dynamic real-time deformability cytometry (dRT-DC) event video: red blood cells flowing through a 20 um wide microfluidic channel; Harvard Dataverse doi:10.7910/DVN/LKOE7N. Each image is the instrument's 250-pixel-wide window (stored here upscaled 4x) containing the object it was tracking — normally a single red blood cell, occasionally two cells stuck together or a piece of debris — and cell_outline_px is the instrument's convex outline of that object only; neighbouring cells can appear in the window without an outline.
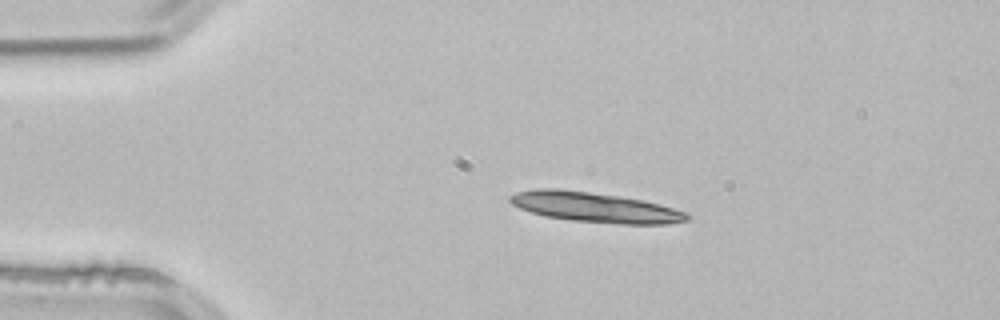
{"species": "common noctule bat (a hibernating species)", "species_latin": "Nyctalus noctula", "temperature_condition": "room temperature", "stored_images_in_passage": 2, "camera_frame_rate_fps": 3000, "um_per_image_px": 0.085, "animal": {"sex": "male", "body_mass_g": 21.5, "forearm_length_mm": 52.0}, "frame": {"image": 1, "passage_image": 1, "time_ms": 0.0, "image_size_px": [1000, 320], "cell_outline_px": [[692, 216], [688, 220], [668, 224], [620, 224], [572, 220], [544, 216], [520, 208], [512, 204], [508, 200], [508, 196], [516, 192], [536, 188], [556, 188], [588, 192], [616, 196], [640, 200], [660, 204], [688, 212]], "centroid_in_image_um": [50.58, 17.62], "position_along_channel_um": 34.4, "area_um2": 30.87}}